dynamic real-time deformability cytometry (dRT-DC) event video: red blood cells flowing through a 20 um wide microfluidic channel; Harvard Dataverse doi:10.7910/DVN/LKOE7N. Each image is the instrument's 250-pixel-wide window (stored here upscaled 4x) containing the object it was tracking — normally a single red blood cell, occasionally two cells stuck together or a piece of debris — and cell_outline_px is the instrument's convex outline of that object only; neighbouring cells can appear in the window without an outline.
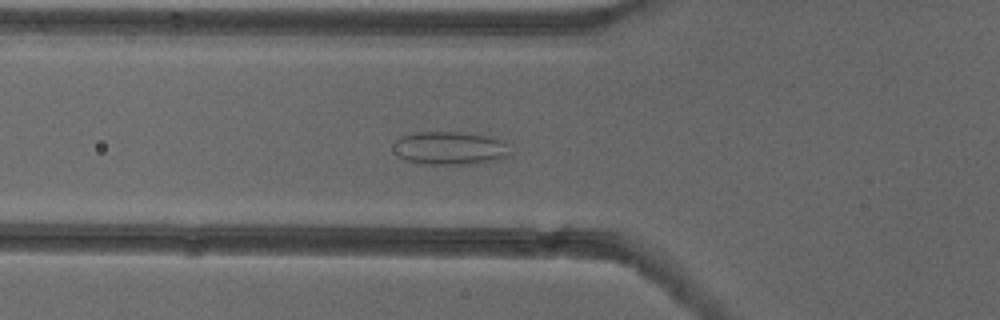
{"species": "common noctule bat (a hibernating species)", "species_latin": "Nyctalus noctula", "temperature_condition": "cold", "stored_images_in_passage": 55, "camera_frame_rate_fps": 3000, "um_per_image_px": 0.085, "animal": {"sex": "female"}, "frame": {"image": 1, "passage_image": 20, "time_ms": 6.333, "image_size_px": [1000, 320], "cell_outline_px": [[512, 156], [500, 160], [484, 164], [416, 164], [404, 160], [400, 156], [392, 140], [400, 136], [416, 132], [460, 132], [488, 136], [504, 140], [512, 152]], "centroid_in_image_um": [38.32, 12.61], "position_along_channel_um": 87.5, "area_um2": 23.24}}
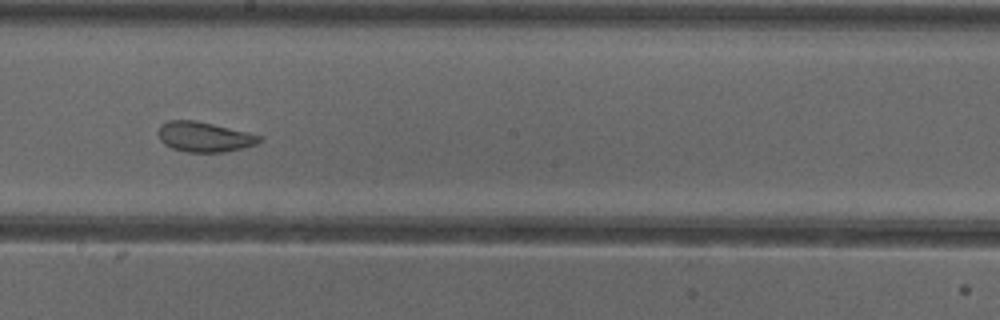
{"frame": {"image": 2, "passage_image": 31, "time_ms": 10.0, "image_size_px": [1000, 320], "cell_outline_px": [[260, 140], [256, 144], [244, 148], [224, 152], [188, 152], [172, 148], [164, 144], [160, 140], [156, 132], [160, 124], [168, 120], [196, 120], [260, 136]], "centroid_in_image_um": [17.27, 11.63], "position_along_channel_um": 230.9, "area_um2": 17.57}}
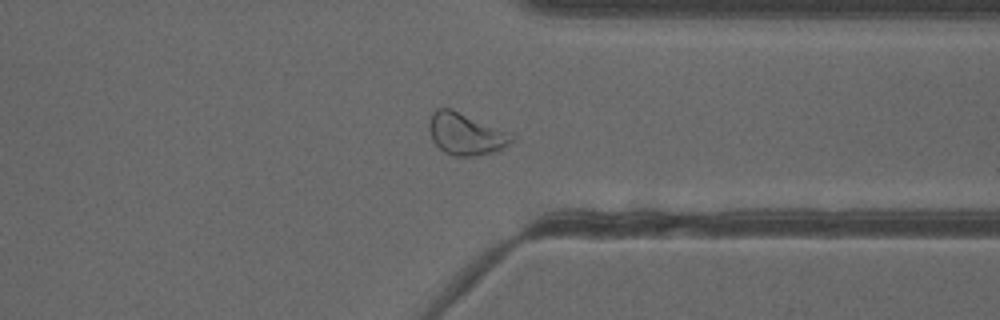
{"frame": {"image": 3, "passage_image": 42, "time_ms": 13.667, "image_size_px": [1000, 320], "cell_outline_px": [[516, 136], [504, 148], [492, 152], [472, 156], [452, 156], [444, 152], [432, 140], [428, 128], [428, 124], [432, 112], [436, 108], [452, 108], [512, 132]], "centroid_in_image_um": [39.6, 11.36], "position_along_channel_um": 371.8, "area_um2": 20.58}, "authors_computed_cell_mechanics": {"area_um2": 23.3512, "velocity_mm_per_s": 3.8817, "shape_relaxation_time_tau1_ms": null, "shape_relaxation_time_tau2_ms": 1.369, "deformation_change_tau1": null, "deformation_change_tau2": 0.0761}}